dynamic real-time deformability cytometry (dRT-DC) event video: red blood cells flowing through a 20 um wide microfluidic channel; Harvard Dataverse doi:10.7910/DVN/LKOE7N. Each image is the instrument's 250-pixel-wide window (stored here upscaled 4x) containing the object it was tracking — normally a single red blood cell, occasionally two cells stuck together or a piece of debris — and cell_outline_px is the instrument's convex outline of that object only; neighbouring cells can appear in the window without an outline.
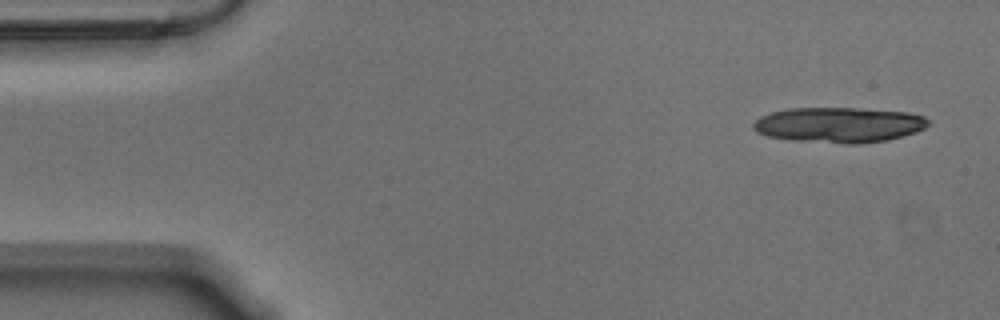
{"species": "Egyptian fruit bat (a non-hibernating species)", "species_latin": "Rousettus aegyptiacus", "temperature_condition": "warm", "stored_images_in_passage": 13, "camera_frame_rate_fps": 3000, "um_per_image_px": 0.085, "animal": {"sex": "male"}, "frame": {"image": 1, "passage_image": 1, "time_ms": 0.0, "image_size_px": [1000, 320], "cell_outline_px": [[928, 124], [924, 128], [916, 132], [888, 140], [860, 144], [848, 144], [788, 140], [768, 136], [756, 132], [752, 128], [752, 124], [760, 116], [772, 112], [788, 108], [852, 108], [908, 112], [924, 116], [928, 120]], "centroid_in_image_um": [71.28, 10.62], "position_along_channel_um": 13.7, "area_um2": 36.18}}